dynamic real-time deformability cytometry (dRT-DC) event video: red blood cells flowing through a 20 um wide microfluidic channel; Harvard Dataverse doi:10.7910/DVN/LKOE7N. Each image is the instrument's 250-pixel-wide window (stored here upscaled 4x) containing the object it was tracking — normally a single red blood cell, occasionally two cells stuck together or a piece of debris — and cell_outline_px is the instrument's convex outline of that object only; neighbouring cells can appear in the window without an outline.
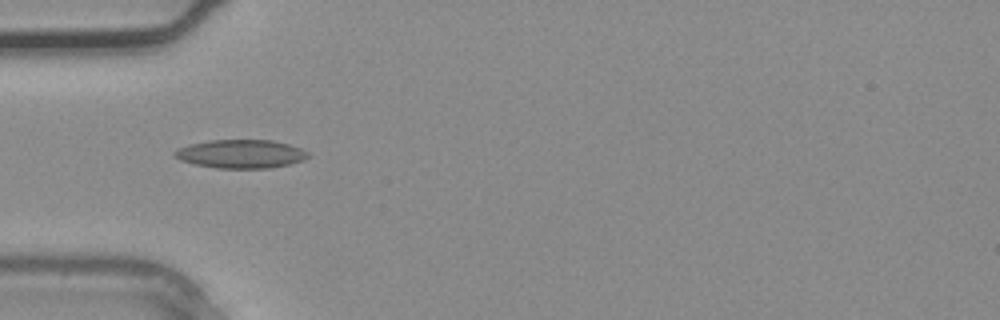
{"species": "common noctule bat (a hibernating species)", "species_latin": "Nyctalus noctula", "temperature_condition": "warm", "stored_images_in_passage": 3, "camera_frame_rate_fps": 3000, "um_per_image_px": 0.085, "animal": {"sex": "male", "body_mass_g": 20.4}, "frame": {"image": 1, "passage_image": 3, "time_ms": 0.667, "image_size_px": [1000, 320], "cell_outline_px": [[308, 156], [304, 160], [288, 164], [268, 168], [216, 168], [196, 164], [180, 160], [172, 152], [180, 148], [192, 144], [208, 140], [272, 140], [288, 144], [300, 148], [308, 152]], "centroid_in_image_um": [20.48, 13.08], "position_along_channel_um": 64.5, "area_um2": 21.91}}